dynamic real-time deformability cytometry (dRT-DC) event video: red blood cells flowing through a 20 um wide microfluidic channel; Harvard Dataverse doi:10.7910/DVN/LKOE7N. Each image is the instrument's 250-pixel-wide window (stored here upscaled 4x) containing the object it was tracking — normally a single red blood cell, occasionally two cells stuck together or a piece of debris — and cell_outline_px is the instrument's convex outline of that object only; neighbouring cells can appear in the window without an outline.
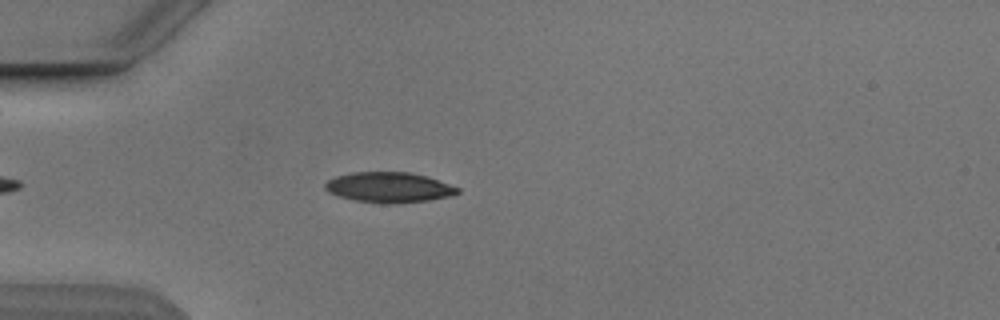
{"species": "Egyptian fruit bat (a non-hibernating species)", "species_latin": "Rousettus aegyptiacus", "temperature_condition": "cold", "stored_images_in_passage": 5, "camera_frame_rate_fps": 3000, "um_per_image_px": 0.085, "animal": {"sex": "male"}, "frame": {"image": 1, "passage_image": 3, "time_ms": 2.333, "image_size_px": [1000, 320], "cell_outline_px": [[460, 192], [452, 196], [428, 200], [388, 204], [380, 204], [356, 200], [340, 196], [328, 192], [324, 188], [324, 184], [328, 180], [336, 176], [352, 172], [408, 172], [428, 176], [460, 188]], "centroid_in_image_um": [33.07, 15.92], "position_along_channel_um": 51.9, "area_um2": 23.47}}
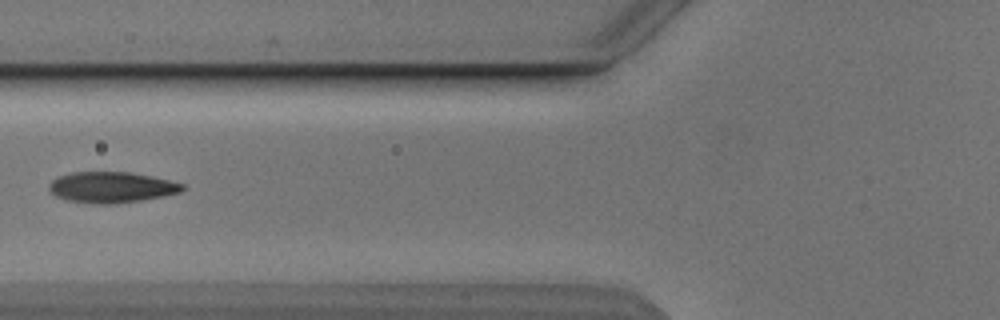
{"frame": {"image": 2, "passage_image": 5, "time_ms": 4.333, "image_size_px": [1000, 320], "cell_outline_px": [[184, 188], [180, 192], [140, 200], [112, 204], [92, 204], [68, 200], [56, 196], [48, 192], [48, 184], [52, 180], [60, 176], [72, 172], [128, 172], [152, 176], [184, 184]], "centroid_in_image_um": [9.42, 15.92], "position_along_channel_um": 116.4, "area_um2": 23.87}}